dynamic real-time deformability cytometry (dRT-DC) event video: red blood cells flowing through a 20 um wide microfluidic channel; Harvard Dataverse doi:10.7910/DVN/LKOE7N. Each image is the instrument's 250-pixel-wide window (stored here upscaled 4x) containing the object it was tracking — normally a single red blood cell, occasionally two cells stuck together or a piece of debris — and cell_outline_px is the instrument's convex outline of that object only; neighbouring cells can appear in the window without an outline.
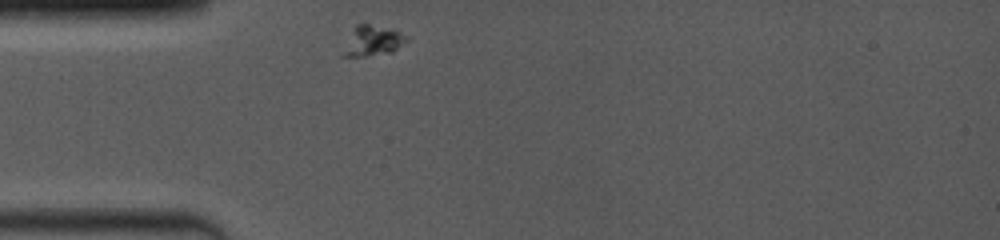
{"species": "common noctule bat (a hibernating species)", "species_latin": "Nyctalus noctula", "temperature_condition": "room temperature", "stored_images_in_passage": 31, "camera_frame_rate_fps": 4000, "um_per_image_px": 0.085, "animal": {"sex": "female", "body_mass_g": 19.0, "forearm_length_mm": 53.3}, "frame": {"image": 1, "passage_image": 1, "time_ms": 0.0, "image_size_px": [1000, 240], "cell_outline_px": [[408, 40], [392, 52], [368, 56], [340, 56], [356, 24], [368, 24], [396, 32], [404, 36]], "centroid_in_image_um": [31.62, 3.51], "position_along_channel_um": 53.4, "area_um2": 10.58}}
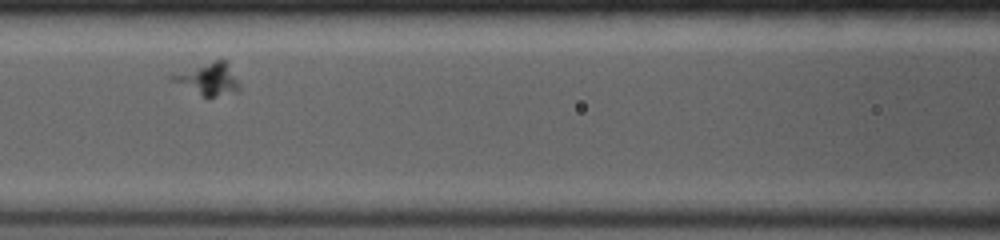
{"frame": {"image": 2, "passage_image": 10, "time_ms": 2.75, "image_size_px": [1000, 240], "cell_outline_px": [[240, 92], [216, 96], [204, 96], [172, 80], [168, 76], [216, 60], [224, 60], [240, 84]], "centroid_in_image_um": [17.77, 6.74], "position_along_channel_um": 148.8, "area_um2": 11.85}}
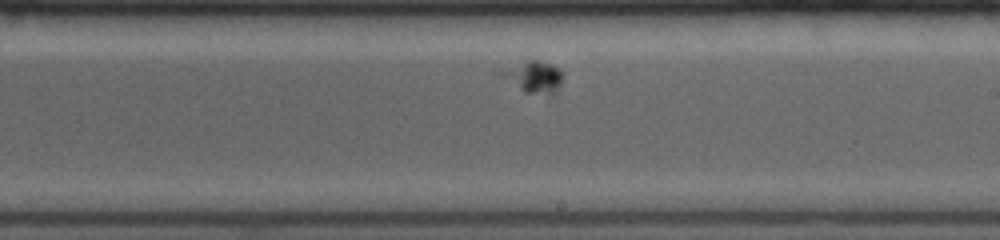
{"frame": {"image": 3, "passage_image": 18, "time_ms": 5.25, "image_size_px": [1000, 240], "cell_outline_px": [[560, 84], [556, 92], [552, 96], [548, 96], [524, 92], [496, 76], [496, 72], [528, 60], [536, 60], [552, 64], [560, 72]], "centroid_in_image_um": [45.27, 6.58], "position_along_channel_um": 243.7, "area_um2": 11.5}}